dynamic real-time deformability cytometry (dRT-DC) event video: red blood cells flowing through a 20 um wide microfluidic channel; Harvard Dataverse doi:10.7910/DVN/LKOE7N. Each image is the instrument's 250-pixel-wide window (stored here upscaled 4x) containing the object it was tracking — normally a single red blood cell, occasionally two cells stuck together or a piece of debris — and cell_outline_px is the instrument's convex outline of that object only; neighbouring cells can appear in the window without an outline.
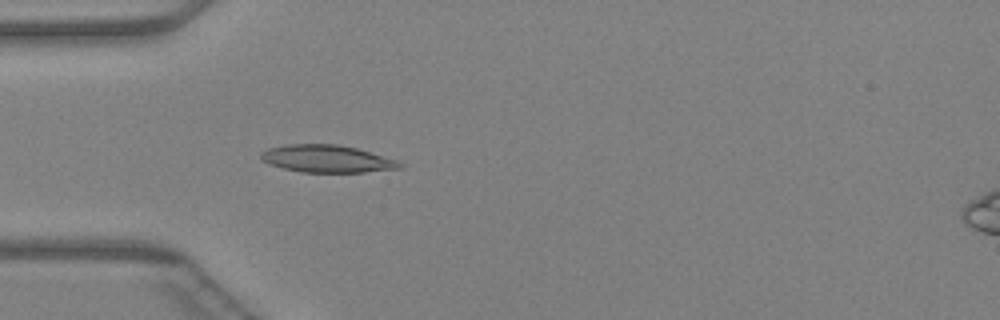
{"species": "Egyptian fruit bat (a non-hibernating species)", "species_latin": "Rousettus aegyptiacus", "temperature_condition": "warm", "stored_images_in_passage": 45, "camera_frame_rate_fps": 3000, "um_per_image_px": 0.085, "animal": {"sex": "female"}, "frame": {"image": 1, "passage_image": 13, "time_ms": 4.0, "image_size_px": [1000, 320], "cell_outline_px": [[404, 168], [364, 172], [300, 172], [268, 164], [260, 160], [260, 152], [268, 148], [288, 144], [336, 144], [356, 148], [396, 160], [404, 164]], "centroid_in_image_um": [27.76, 13.5], "position_along_channel_um": 57.2, "area_um2": 22.2}}
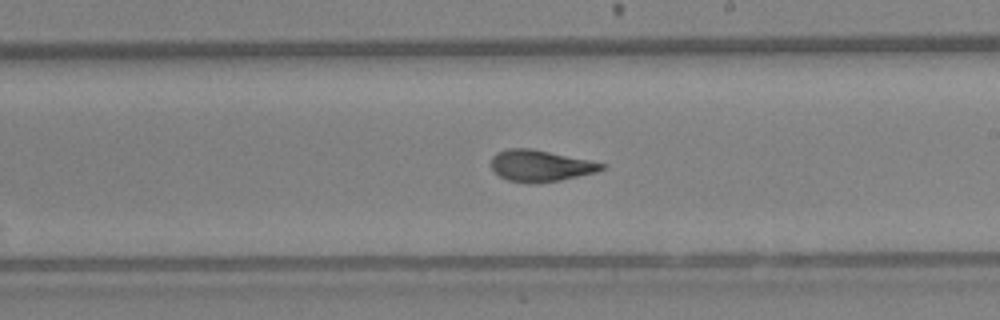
{"frame": {"image": 2, "passage_image": 26, "time_ms": 8.333, "image_size_px": [1000, 320], "cell_outline_px": [[608, 164], [604, 168], [596, 172], [560, 180], [536, 184], [532, 184], [508, 180], [500, 176], [492, 168], [492, 156], [496, 152], [508, 148], [532, 148]], "centroid_in_image_um": [45.94, 14.09], "position_along_channel_um": 243.1, "area_um2": 20.29}}
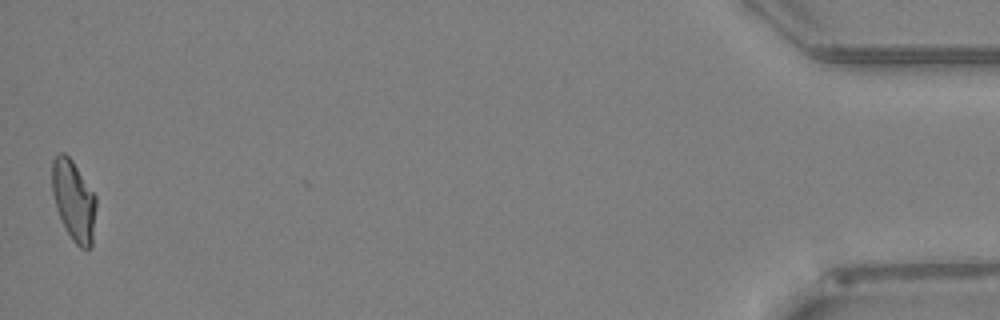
{"frame": {"image": 3, "passage_image": 45, "time_ms": 14.667, "image_size_px": [1000, 320], "cell_outline_px": [[96, 204], [92, 244], [88, 248], [80, 248], [72, 240], [56, 208], [52, 192], [52, 160], [60, 152], [64, 152], [72, 160], [96, 196]], "centroid_in_image_um": [6.26, 17.02], "position_along_channel_um": 428.9, "area_um2": 20.4}}